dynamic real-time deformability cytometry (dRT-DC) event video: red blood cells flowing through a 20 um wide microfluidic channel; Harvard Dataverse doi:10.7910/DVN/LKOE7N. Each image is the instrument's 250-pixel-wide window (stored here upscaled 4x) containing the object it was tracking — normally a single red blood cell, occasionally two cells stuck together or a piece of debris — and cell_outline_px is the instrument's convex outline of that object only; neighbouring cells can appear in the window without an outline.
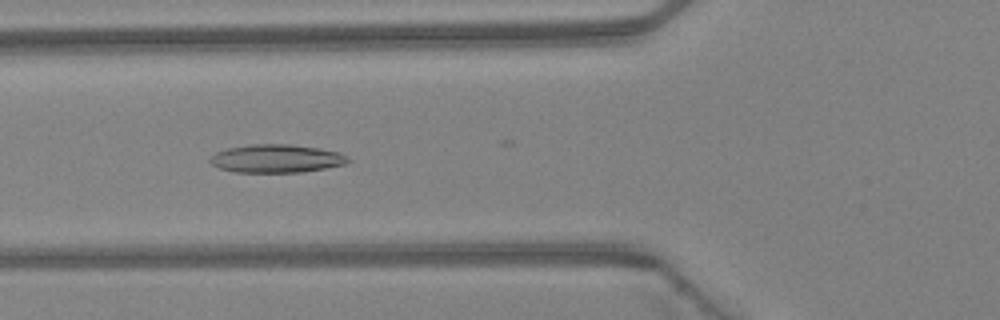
{"species": "Egyptian fruit bat (a non-hibernating species)", "species_latin": "Rousettus aegyptiacus", "temperature_condition": "warm", "stored_images_in_passage": 5, "camera_frame_rate_fps": 3000, "um_per_image_px": 0.085, "animal": {"sex": "female"}, "frame": {"image": 1, "passage_image": 5, "time_ms": 1.333, "image_size_px": [1000, 320], "cell_outline_px": [[352, 160], [344, 164], [304, 172], [236, 172], [220, 168], [212, 164], [208, 160], [216, 152], [228, 148], [252, 144], [288, 144], [320, 148], [340, 152], [348, 156]], "centroid_in_image_um": [23.53, 13.47], "position_along_channel_um": 102.3, "area_um2": 22.66}}